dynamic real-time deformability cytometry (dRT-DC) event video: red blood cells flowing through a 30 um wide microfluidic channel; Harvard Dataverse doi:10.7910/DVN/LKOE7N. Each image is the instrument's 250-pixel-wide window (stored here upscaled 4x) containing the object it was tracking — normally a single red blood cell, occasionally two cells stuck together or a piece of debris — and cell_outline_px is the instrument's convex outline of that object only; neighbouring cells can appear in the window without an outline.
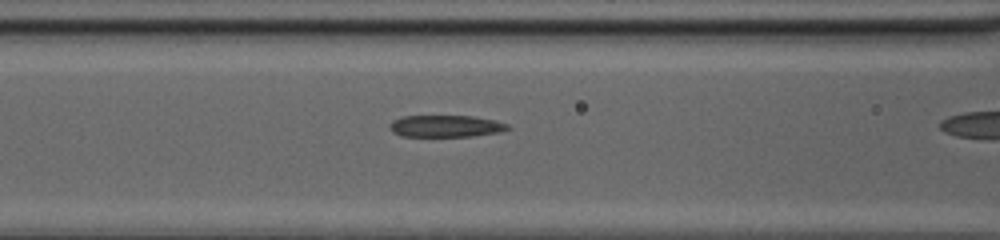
{"species": "common noctule bat (a hibernating species)", "species_latin": "Nyctalus noctula", "temperature_condition": "cold", "stored_images_in_passage": 14, "camera_frame_rate_fps": 3000, "um_per_image_px": 0.085, "animal": {"sex": "female", "body_mass_g": 20.0, "forearm_length_mm": 54.0}, "frame": {"image": 1, "passage_image": 10, "time_ms": 3.0, "image_size_px": [1000, 240], "cell_outline_px": [[512, 128], [500, 132], [472, 136], [400, 136], [392, 132], [388, 128], [388, 124], [392, 120], [400, 116], [472, 116], [496, 120], [508, 124]], "centroid_in_image_um": [37.86, 10.72], "position_along_channel_um": 128.7, "area_um2": 15.26}}